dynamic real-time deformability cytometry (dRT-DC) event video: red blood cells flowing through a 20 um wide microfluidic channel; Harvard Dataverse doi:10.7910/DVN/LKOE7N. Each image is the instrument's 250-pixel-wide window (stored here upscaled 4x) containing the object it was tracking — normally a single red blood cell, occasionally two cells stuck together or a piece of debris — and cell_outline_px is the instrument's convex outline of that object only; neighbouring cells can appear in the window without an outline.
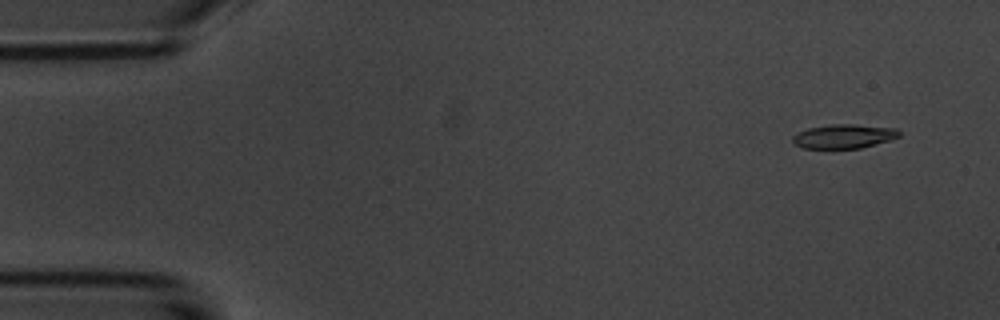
{"species": "common noctule bat (a hibernating species)", "species_latin": "Nyctalus noctula", "temperature_condition": "room temperature", "stored_images_in_passage": 5, "camera_frame_rate_fps": 3000, "um_per_image_px": 0.085, "animal": {"sex": "male", "body_mass_g": 20.1, "forearm_length_mm": 53.5}, "frame": {"image": 1, "passage_image": 2, "time_ms": 1.0, "image_size_px": [1000, 320], "cell_outline_px": [[900, 136], [892, 140], [860, 148], [804, 148], [792, 144], [792, 136], [808, 128], [832, 124], [856, 124], [896, 128], [900, 132]], "centroid_in_image_um": [71.75, 11.58], "position_along_channel_um": 13.3, "area_um2": 15.03}}
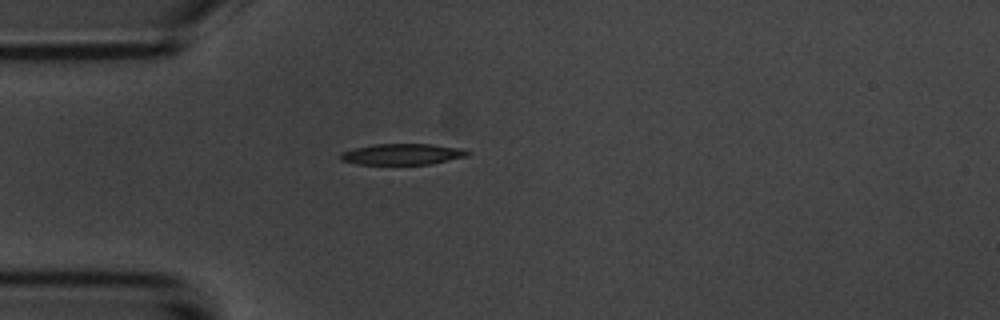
{"frame": {"image": 2, "passage_image": 5, "time_ms": 4.667, "image_size_px": [1000, 320], "cell_outline_px": [[468, 152], [464, 156], [448, 160], [428, 164], [356, 164], [340, 160], [340, 152], [352, 148], [376, 144], [432, 144], [464, 148]], "centroid_in_image_um": [34.12, 13.1], "position_along_channel_um": 50.9, "area_um2": 15.49}}